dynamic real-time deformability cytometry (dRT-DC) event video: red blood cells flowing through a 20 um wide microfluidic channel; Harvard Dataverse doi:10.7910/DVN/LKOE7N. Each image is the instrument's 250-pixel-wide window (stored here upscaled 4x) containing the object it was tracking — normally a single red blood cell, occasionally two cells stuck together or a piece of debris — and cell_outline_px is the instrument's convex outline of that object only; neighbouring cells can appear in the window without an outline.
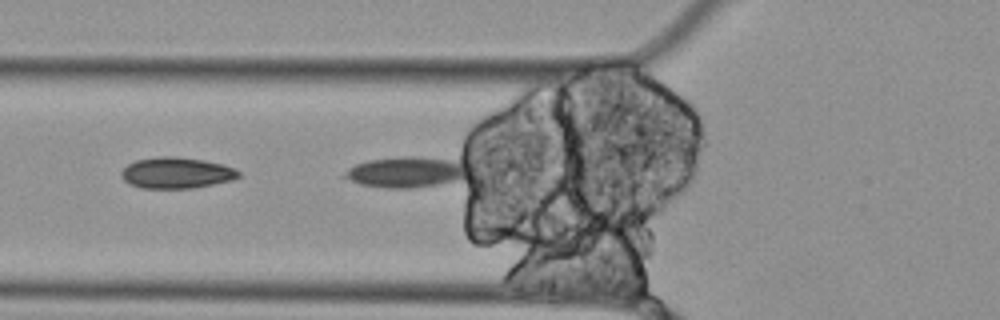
{"species": "Egyptian fruit bat (a non-hibernating species)", "species_latin": "Rousettus aegyptiacus", "temperature_condition": "cold", "stored_images_in_passage": 38, "camera_frame_rate_fps": 3000, "um_per_image_px": 0.085, "animal": {"sex": "female"}, "frame": {"image": 1, "passage_image": 2, "time_ms": 0.333, "image_size_px": [1000, 320], "cell_outline_px": [[472, 172], [460, 180], [412, 188], [388, 188], [360, 184], [340, 176], [348, 168], [356, 164], [368, 160], [408, 156], [416, 156], [468, 160], [472, 168]], "centroid_in_image_um": [34.67, 14.6], "position_along_channel_um": 91.1, "area_um2": 22.95}}
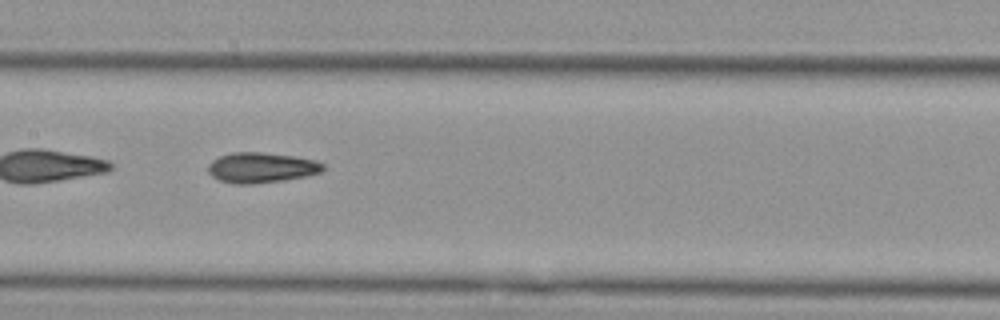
{"frame": {"image": 2, "passage_image": 10, "time_ms": 3.0, "image_size_px": [1000, 320], "cell_outline_px": [[324, 172], [284, 180], [252, 184], [232, 184], [220, 180], [212, 176], [208, 172], [208, 164], [212, 160], [220, 156], [232, 152], [260, 152], [292, 156], [316, 160], [324, 164]], "centroid_in_image_um": [22.21, 14.25], "position_along_channel_um": 185.2, "area_um2": 20.35}}
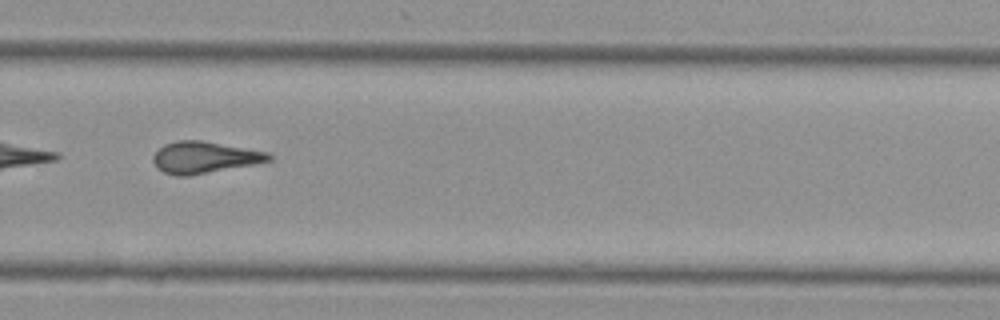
{"frame": {"image": 3, "passage_image": 21, "time_ms": 6.667, "image_size_px": [1000, 320], "cell_outline_px": [[272, 160], [256, 164], [188, 176], [176, 176], [164, 172], [156, 168], [152, 160], [152, 156], [164, 144], [176, 140], [200, 140], [268, 152], [272, 156]], "centroid_in_image_um": [17.35, 13.38], "position_along_channel_um": 312.4, "area_um2": 21.39}}